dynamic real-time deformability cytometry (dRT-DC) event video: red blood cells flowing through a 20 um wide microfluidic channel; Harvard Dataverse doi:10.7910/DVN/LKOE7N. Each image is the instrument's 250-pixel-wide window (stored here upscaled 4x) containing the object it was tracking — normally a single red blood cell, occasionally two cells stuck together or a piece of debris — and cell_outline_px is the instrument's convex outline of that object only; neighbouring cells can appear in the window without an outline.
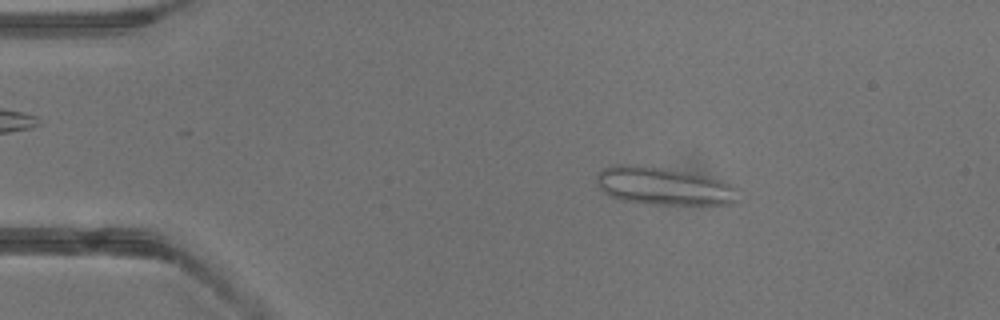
{"species": "common noctule bat (a hibernating species)", "species_latin": "Nyctalus noctula", "temperature_condition": "warm", "stored_images_in_passage": 39, "camera_frame_rate_fps": 3000, "um_per_image_px": 0.085, "animal": {"sex": "male", "body_mass_g": 13.3}, "frame": {"image": 1, "passage_image": 7, "time_ms": 2.0, "image_size_px": [1000, 320], "cell_outline_px": [[740, 200], [732, 204], [660, 204], [620, 200], [604, 192], [596, 184], [596, 176], [604, 168], [616, 164], [636, 164], [684, 172], [704, 176], [720, 180], [736, 188]], "centroid_in_image_um": [56.39, 15.82], "position_along_channel_um": 28.6, "area_um2": 30.81}}
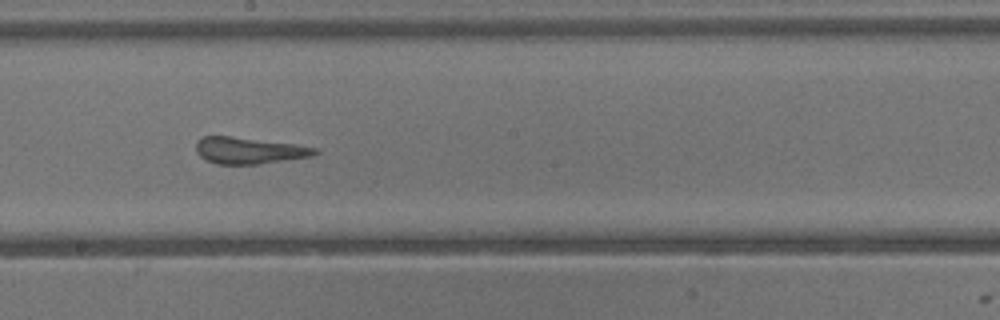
{"frame": {"image": 2, "passage_image": 22, "time_ms": 7.0, "image_size_px": [1000, 320], "cell_outline_px": [[320, 152], [312, 156], [256, 164], [216, 164], [200, 156], [196, 152], [196, 140], [204, 136], [232, 136], [296, 144], [316, 148]], "centroid_in_image_um": [21.15, 12.78], "position_along_channel_um": 227.0, "area_um2": 18.32}}
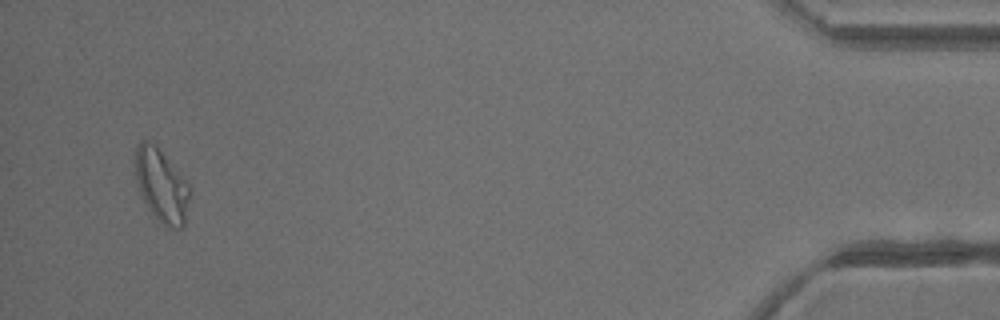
{"frame": {"image": 3, "passage_image": 38, "time_ms": 12.333, "image_size_px": [1000, 320], "cell_outline_px": [[192, 192], [184, 224], [180, 228], [172, 228], [164, 224], [148, 208], [140, 192], [136, 180], [136, 144], [140, 140], [148, 140], [156, 144], [192, 188]], "centroid_in_image_um": [13.75, 15.73], "position_along_channel_um": 421.4, "area_um2": 23.12}}